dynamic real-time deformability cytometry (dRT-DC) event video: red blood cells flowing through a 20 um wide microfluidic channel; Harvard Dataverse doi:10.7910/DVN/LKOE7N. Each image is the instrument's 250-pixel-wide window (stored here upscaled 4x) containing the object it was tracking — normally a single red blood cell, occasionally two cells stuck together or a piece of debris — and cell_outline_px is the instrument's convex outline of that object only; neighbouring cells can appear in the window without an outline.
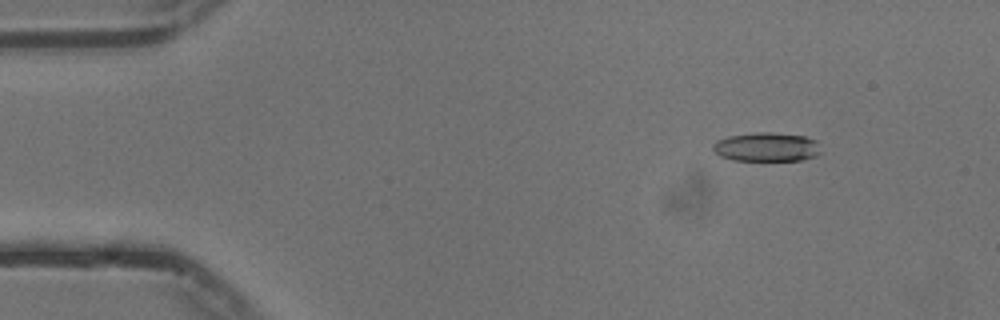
{"species": "common noctule bat (a hibernating species)", "species_latin": "Nyctalus noctula", "temperature_condition": "cold", "stored_images_in_passage": 13, "camera_frame_rate_fps": 3000, "um_per_image_px": 0.085, "animal": {"sex": "male", "body_mass_g": 13.3}, "frame": {"image": 1, "passage_image": 7, "time_ms": 2.0, "image_size_px": [1000, 320], "cell_outline_px": [[820, 152], [816, 156], [800, 160], [732, 160], [720, 156], [712, 148], [712, 144], [716, 140], [728, 136], [756, 132], [772, 132], [804, 136], [816, 140]], "centroid_in_image_um": [65.13, 12.49], "position_along_channel_um": 19.9, "area_um2": 18.21}}